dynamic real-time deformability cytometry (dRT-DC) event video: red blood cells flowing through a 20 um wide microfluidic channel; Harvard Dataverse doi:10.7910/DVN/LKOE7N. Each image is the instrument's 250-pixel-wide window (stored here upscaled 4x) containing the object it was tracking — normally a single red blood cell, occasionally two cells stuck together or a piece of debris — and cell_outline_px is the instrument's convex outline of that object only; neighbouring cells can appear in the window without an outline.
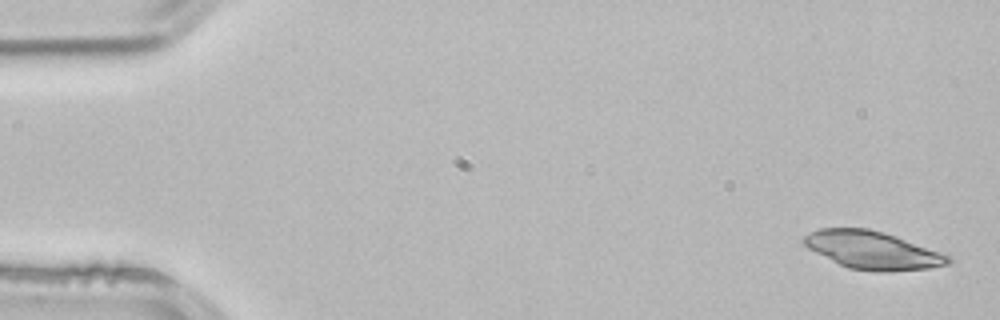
{"species": "common noctule bat (a hibernating species)", "species_latin": "Nyctalus noctula", "temperature_condition": "room temperature", "stored_images_in_passage": 3, "segment_of_instrument_passage": [1, 2], "camera_frame_rate_fps": 3000, "um_per_image_px": 0.085, "animal": {"sex": "male", "body_mass_g": 21.5, "forearm_length_mm": 52.0}, "frame": {"image": 1, "passage_image": 1, "time_ms": 0.0, "image_size_px": [1000, 320], "cell_outline_px": [[952, 260], [948, 264], [928, 268], [884, 272], [872, 272], [848, 268], [808, 248], [800, 240], [804, 236], [820, 228], [868, 228], [884, 232], [952, 256]], "centroid_in_image_um": [74.17, 21.27], "position_along_channel_um": 10.8, "area_um2": 31.67}}